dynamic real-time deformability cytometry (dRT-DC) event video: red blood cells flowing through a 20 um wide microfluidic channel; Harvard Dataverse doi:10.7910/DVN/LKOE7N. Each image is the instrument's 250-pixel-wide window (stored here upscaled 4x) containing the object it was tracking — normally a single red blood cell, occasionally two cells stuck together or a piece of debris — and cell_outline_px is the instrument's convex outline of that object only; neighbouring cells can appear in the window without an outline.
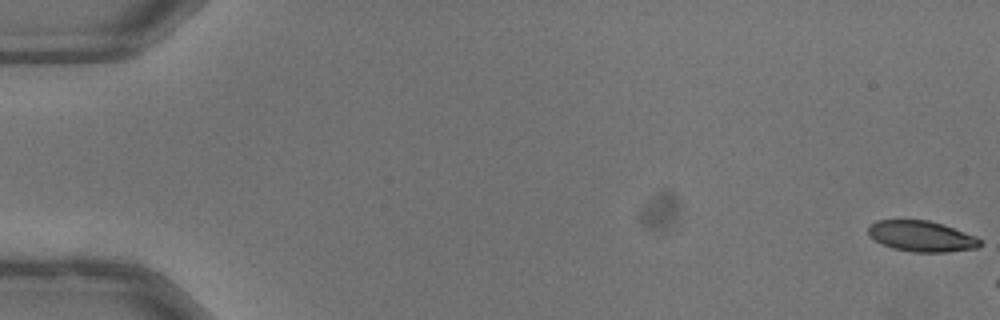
{"species": "common noctule bat (a hibernating species)", "species_latin": "Nyctalus noctula", "temperature_condition": "warm", "stored_images_in_passage": 7, "camera_frame_rate_fps": 3000, "um_per_image_px": 0.085, "animal": {"sex": "male", "body_mass_g": 13.3}, "frame": {"image": 1, "passage_image": 1, "time_ms": 0.0, "image_size_px": [1000, 320], "cell_outline_px": [[984, 244], [976, 248], [948, 252], [912, 252], [892, 248], [876, 240], [868, 232], [868, 228], [876, 220], [928, 220], [944, 224], [976, 236]], "centroid_in_image_um": [78.39, 20.08], "position_along_channel_um": 6.6, "area_um2": 20.0}}